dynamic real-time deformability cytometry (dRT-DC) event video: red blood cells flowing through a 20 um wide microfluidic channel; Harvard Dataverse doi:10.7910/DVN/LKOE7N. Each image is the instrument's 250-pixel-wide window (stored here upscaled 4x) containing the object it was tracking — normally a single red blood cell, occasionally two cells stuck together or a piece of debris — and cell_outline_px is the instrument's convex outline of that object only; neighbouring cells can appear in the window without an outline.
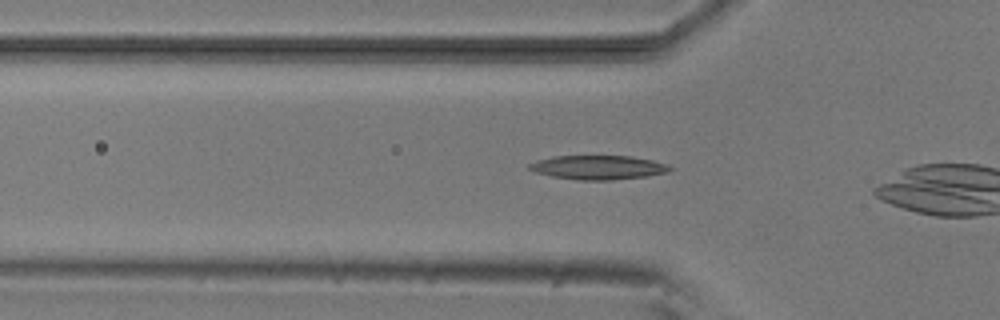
{"species": "common noctule bat (a hibernating species)", "species_latin": "Nyctalus noctula", "temperature_condition": "room temperature", "stored_images_in_passage": 7, "camera_frame_rate_fps": 3000, "um_per_image_px": 0.085, "animal": {"sex": "male", "body_mass_g": 20.5, "forearm_length_mm": 52.5}, "frame": {"image": 1, "passage_image": 6, "time_ms": 1.667, "image_size_px": [1000, 320], "cell_outline_px": [[676, 168], [668, 172], [648, 176], [612, 180], [580, 180], [552, 176], [536, 172], [528, 168], [528, 164], [536, 160], [552, 156], [632, 156], [652, 160], [668, 164]], "centroid_in_image_um": [50.89, 14.22], "position_along_channel_um": 74.9, "area_um2": 19.88}}